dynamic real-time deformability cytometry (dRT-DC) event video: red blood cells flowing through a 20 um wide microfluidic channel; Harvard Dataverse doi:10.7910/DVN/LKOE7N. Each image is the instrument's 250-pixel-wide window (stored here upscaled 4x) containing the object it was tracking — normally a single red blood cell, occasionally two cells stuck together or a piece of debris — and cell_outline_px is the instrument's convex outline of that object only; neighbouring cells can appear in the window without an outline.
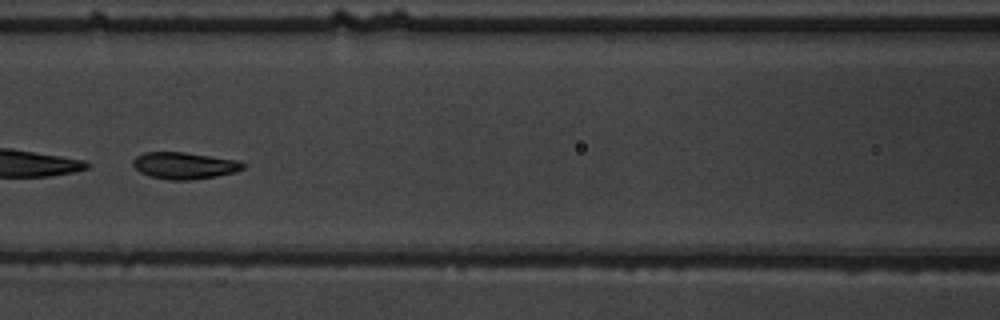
{"species": "common noctule bat (a hibernating species)", "species_latin": "Nyctalus noctula", "temperature_condition": "warm", "stored_images_in_passage": 52, "camera_frame_rate_fps": 3000, "um_per_image_px": 0.085, "animal": {"sex": "male", "body_mass_g": 19.5, "forearm_length_mm": 54.6}, "frame": {"image": 1, "passage_image": 23, "time_ms": 7.333, "image_size_px": [1000, 320], "cell_outline_px": [[244, 168], [236, 172], [216, 176], [192, 180], [168, 180], [152, 176], [140, 172], [132, 164], [132, 160], [136, 156], [144, 152], [184, 152], [236, 160], [244, 164]], "centroid_in_image_um": [15.65, 14.07], "position_along_channel_um": 151.0, "area_um2": 17.05}, "authors_computed_cell_mechanics": {"area_um2": 17.918, "velocity_mm_per_s": 3.6187, "shape_relaxation_time_tau1_ms": 3.5014, "shape_relaxation_time_tau2_ms": 0.9913, "deformation_change_tau1": 0.1731, "deformation_change_tau2": 0.0537}}